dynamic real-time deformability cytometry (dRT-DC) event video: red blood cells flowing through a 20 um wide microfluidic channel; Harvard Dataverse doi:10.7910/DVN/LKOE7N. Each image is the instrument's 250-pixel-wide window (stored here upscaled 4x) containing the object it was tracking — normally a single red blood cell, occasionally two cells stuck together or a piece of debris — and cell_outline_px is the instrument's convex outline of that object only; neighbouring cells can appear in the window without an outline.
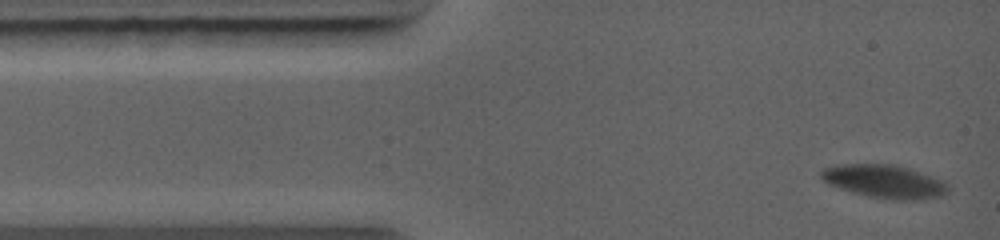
{"species": "common noctule bat (a hibernating species)", "species_latin": "Nyctalus noctula", "temperature_condition": "warm", "stored_images_in_passage": 8, "camera_frame_rate_fps": 5000, "um_per_image_px": 0.085, "animal": {"sex": "female", "body_mass_g": 19.0, "forearm_length_mm": 56.7}, "frame": {"image": 1, "passage_image": 1, "time_ms": 0.0, "image_size_px": [1000, 240], "cell_outline_px": [[948, 192], [944, 196], [908, 200], [892, 200], [868, 196], [852, 192], [828, 184], [820, 176], [820, 172], [824, 168], [836, 164], [896, 164], [944, 180], [948, 184]], "centroid_in_image_um": [75.19, 15.42], "position_along_channel_um": 9.8, "area_um2": 24.68}}